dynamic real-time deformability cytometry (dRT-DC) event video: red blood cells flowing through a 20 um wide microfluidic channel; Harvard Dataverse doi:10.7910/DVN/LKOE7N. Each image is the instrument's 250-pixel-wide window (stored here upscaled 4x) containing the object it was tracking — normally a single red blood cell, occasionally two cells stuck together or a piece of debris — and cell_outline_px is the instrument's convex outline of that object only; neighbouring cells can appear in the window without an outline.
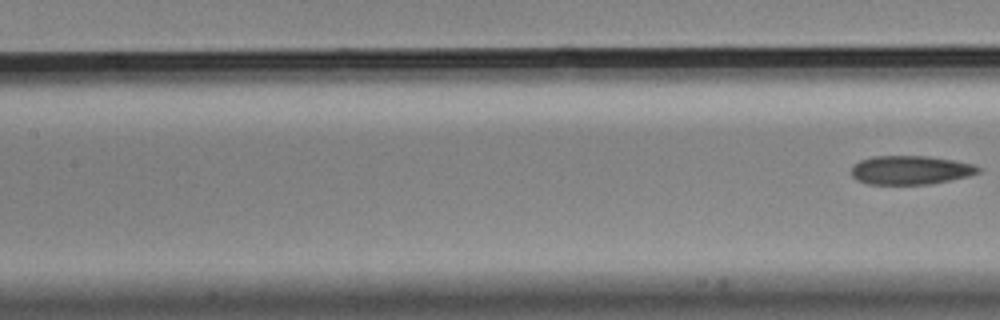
{"species": "Egyptian fruit bat (a non-hibernating species)", "species_latin": "Rousettus aegyptiacus", "temperature_condition": "cold", "stored_images_in_passage": 9, "segment_of_instrument_passage": [2, 2], "camera_frame_rate_fps": 3000, "um_per_image_px": 0.085, "animal": {"sex": "male"}, "frame": {"image": 1, "passage_image": 9, "time_ms": 2.667, "image_size_px": [1000, 320], "cell_outline_px": [[980, 172], [968, 176], [932, 184], [868, 184], [856, 180], [852, 176], [852, 168], [860, 160], [872, 156], [928, 156], [952, 160], [972, 164], [980, 168]], "centroid_in_image_um": [77.38, 14.46], "position_along_channel_um": 130.0, "area_um2": 21.21}}